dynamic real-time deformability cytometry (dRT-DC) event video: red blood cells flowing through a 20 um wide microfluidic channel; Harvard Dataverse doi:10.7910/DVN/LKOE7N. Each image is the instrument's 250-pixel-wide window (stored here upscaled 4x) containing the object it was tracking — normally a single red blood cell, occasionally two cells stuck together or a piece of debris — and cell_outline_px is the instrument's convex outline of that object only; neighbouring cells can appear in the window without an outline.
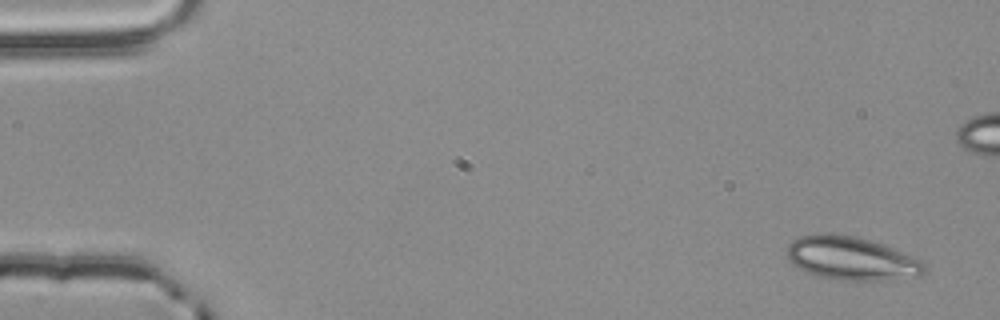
{"species": "common noctule bat (a hibernating species)", "species_latin": "Nyctalus noctula", "temperature_condition": "room temperature", "stored_images_in_passage": 5, "camera_frame_rate_fps": 3000, "um_per_image_px": 0.085, "animal": {"sex": "male", "body_mass_g": 20.4}, "frame": {"image": 1, "passage_image": 1, "time_ms": 0.0, "image_size_px": [1000, 320], "cell_outline_px": [[928, 272], [920, 276], [884, 280], [844, 280], [820, 276], [808, 272], [792, 264], [788, 260], [788, 244], [792, 240], [800, 236], [828, 232], [856, 236], [880, 244], [920, 260], [928, 264]], "centroid_in_image_um": [72.38, 21.96], "position_along_channel_um": 12.6, "area_um2": 34.56}}